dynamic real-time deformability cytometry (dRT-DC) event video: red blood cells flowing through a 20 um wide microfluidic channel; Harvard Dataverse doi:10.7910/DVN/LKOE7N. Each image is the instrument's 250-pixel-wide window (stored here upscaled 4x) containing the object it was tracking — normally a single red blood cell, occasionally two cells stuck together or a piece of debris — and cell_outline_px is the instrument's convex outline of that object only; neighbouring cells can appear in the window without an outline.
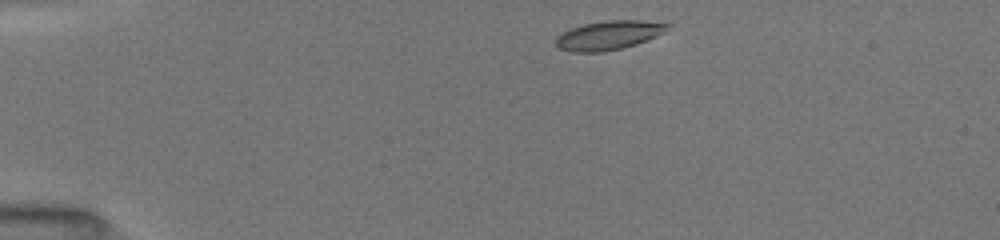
{"species": "common noctule bat (a hibernating species)", "species_latin": "Nyctalus noctula", "temperature_condition": "room temperature", "stored_images_in_passage": 45, "camera_frame_rate_fps": 3000, "um_per_image_px": 0.085, "animal": {"sex": "female", "body_mass_g": 19.5, "forearm_length_mm": 54.1}, "frame": {"image": 1, "passage_image": 1, "time_ms": 0.0, "image_size_px": [1000, 240], "cell_outline_px": [[672, 24], [668, 28], [656, 36], [636, 44], [620, 48], [600, 52], [572, 52], [560, 48], [556, 44], [556, 36], [560, 32], [584, 24], [608, 20], [640, 20]], "centroid_in_image_um": [51.71, 2.99], "position_along_channel_um": 33.3, "area_um2": 18.67}}
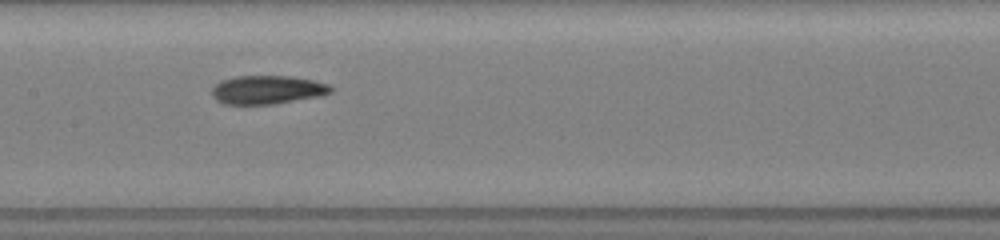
{"frame": {"image": 2, "passage_image": 16, "time_ms": 5.333, "image_size_px": [1000, 240], "cell_outline_px": [[332, 92], [320, 96], [272, 104], [224, 104], [216, 100], [212, 96], [212, 88], [220, 80], [236, 76], [292, 76], [312, 80], [328, 84], [332, 88]], "centroid_in_image_um": [22.7, 7.63], "position_along_channel_um": 184.7, "area_um2": 19.77}}
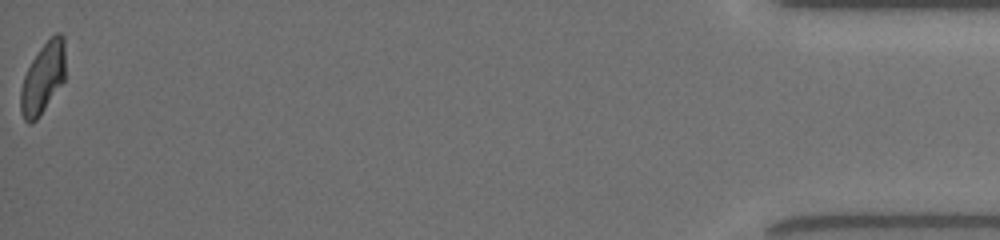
{"frame": {"image": 3, "passage_image": 45, "time_ms": 13.667, "image_size_px": [1000, 240], "cell_outline_px": [[64, 80], [36, 120], [32, 124], [28, 124], [24, 120], [20, 112], [20, 88], [24, 76], [32, 60], [40, 48], [56, 32], [60, 32], [64, 36]], "centroid_in_image_um": [3.62, 6.66], "position_along_channel_um": 431.6, "area_um2": 18.26}, "authors_computed_cell_mechanics": {"area_um2": 19.363, "velocity_mm_per_s": 4.0112, "shape_relaxation_time_tau1_ms": 6.9093, "shape_relaxation_time_tau2_ms": 2.231, "deformation_change_tau1": 0.1982, "deformation_change_tau2": 0.0787}}